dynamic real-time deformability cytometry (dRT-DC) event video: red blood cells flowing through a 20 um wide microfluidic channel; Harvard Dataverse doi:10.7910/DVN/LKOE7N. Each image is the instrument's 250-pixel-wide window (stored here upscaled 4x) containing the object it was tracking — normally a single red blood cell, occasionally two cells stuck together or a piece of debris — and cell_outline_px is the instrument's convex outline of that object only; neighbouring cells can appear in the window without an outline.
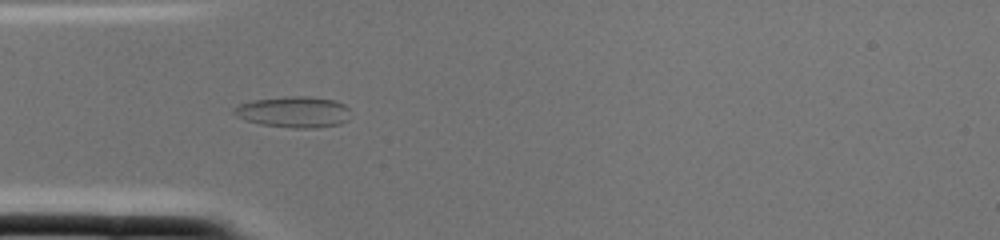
{"species": "common noctule bat (a hibernating species)", "species_latin": "Nyctalus noctula", "temperature_condition": "cold", "stored_images_in_passage": 1, "camera_frame_rate_fps": 3000, "um_per_image_px": 0.085, "animal": {"sex": "female", "body_mass_g": 22.0, "forearm_length_mm": 56.7}, "frame": {"image": 1, "passage_image": 1, "time_ms": 0.0, "image_size_px": [1000, 240], "cell_outline_px": [[348, 120], [340, 124], [320, 128], [296, 128], [260, 124], [244, 120], [236, 116], [232, 112], [232, 108], [240, 104], [252, 100], [288, 96], [308, 96], [336, 100], [344, 104], [348, 108]], "centroid_in_image_um": [24.95, 9.52], "position_along_channel_um": 60.0, "area_um2": 21.33}}